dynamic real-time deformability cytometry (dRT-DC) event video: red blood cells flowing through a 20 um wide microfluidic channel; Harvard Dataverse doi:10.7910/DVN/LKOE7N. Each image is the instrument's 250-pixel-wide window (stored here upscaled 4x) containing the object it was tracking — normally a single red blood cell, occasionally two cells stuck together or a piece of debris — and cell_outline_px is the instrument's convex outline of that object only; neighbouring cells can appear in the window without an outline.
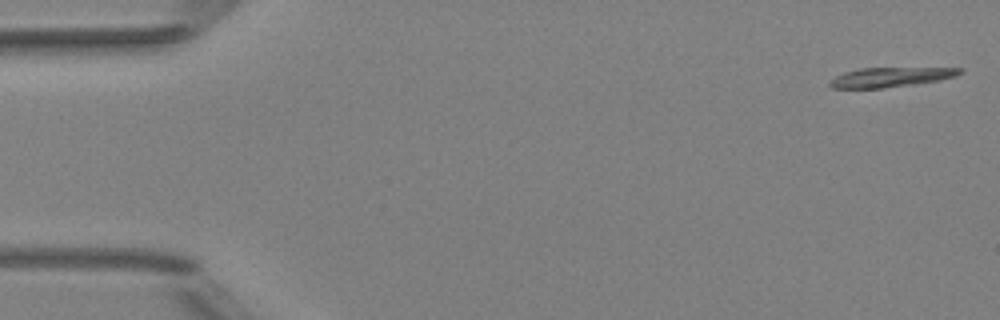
{"species": "Egyptian fruit bat (a non-hibernating species)", "species_latin": "Rousettus aegyptiacus", "temperature_condition": "room temperature", "stored_images_in_passage": 6, "segment_of_instrument_passage": [1, 2], "camera_frame_rate_fps": 3000, "um_per_image_px": 0.085, "animal": {"sex": "female"}, "frame": {"image": 1, "passage_image": 1, "time_ms": 0.0, "image_size_px": [1000, 320], "cell_outline_px": [[964, 72], [956, 76], [940, 80], [884, 88], [832, 88], [828, 84], [828, 80], [844, 72], [860, 68], [964, 68]], "centroid_in_image_um": [75.69, 6.55], "position_along_channel_um": 9.3, "area_um2": 14.85}}